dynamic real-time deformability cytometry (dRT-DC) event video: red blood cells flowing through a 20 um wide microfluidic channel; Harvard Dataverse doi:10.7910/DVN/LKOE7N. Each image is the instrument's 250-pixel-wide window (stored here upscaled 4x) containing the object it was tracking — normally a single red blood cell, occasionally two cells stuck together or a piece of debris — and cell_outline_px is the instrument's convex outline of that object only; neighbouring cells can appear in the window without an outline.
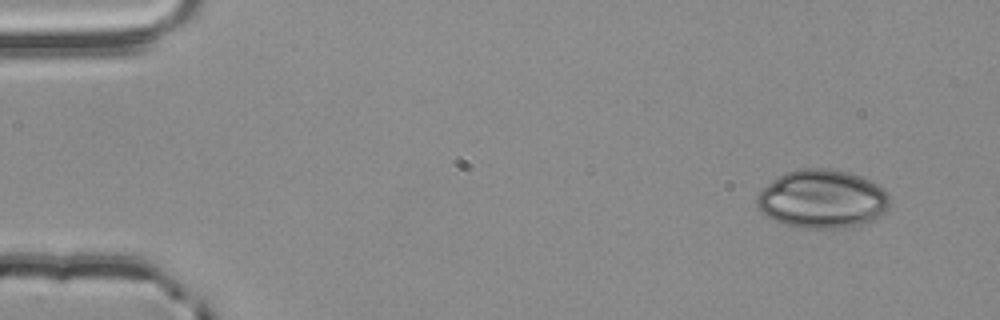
{"species": "common noctule bat (a hibernating species)", "species_latin": "Nyctalus noctula", "temperature_condition": "room temperature", "stored_images_in_passage": 3, "camera_frame_rate_fps": 3000, "um_per_image_px": 0.085, "animal": {"sex": "male", "body_mass_g": 20.4}, "frame": {"image": 1, "passage_image": 1, "time_ms": 0.0, "image_size_px": [1000, 320], "cell_outline_px": [[888, 208], [884, 212], [872, 220], [860, 224], [840, 228], [800, 228], [784, 224], [764, 216], [756, 208], [756, 196], [772, 180], [784, 172], [800, 168], [828, 168], [848, 172], [860, 176], [884, 188], [888, 196]], "centroid_in_image_um": [69.83, 16.91], "position_along_channel_um": 15.2, "area_um2": 45.37}}